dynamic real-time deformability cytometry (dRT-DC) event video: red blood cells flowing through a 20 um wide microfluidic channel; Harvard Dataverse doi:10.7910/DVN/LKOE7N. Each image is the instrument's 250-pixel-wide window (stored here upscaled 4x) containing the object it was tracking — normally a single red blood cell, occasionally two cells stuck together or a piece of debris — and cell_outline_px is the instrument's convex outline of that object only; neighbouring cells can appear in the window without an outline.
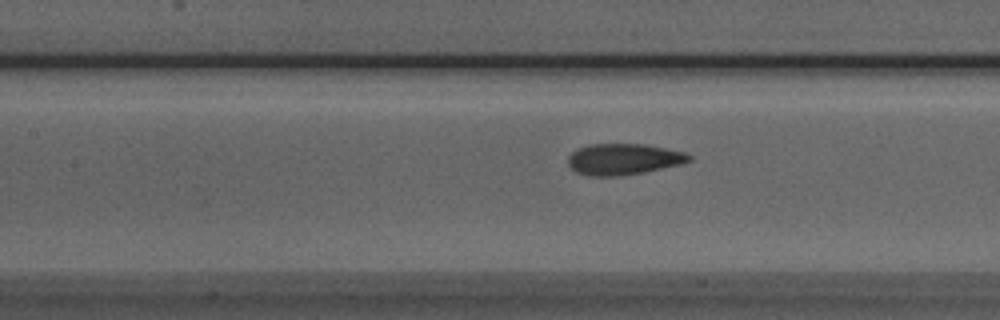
{"species": "Egyptian fruit bat (a non-hibernating species)", "species_latin": "Rousettus aegyptiacus", "temperature_condition": "room temperature", "stored_images_in_passage": 34, "camera_frame_rate_fps": 3000, "um_per_image_px": 0.085, "animal": {"sex": "male"}, "frame": {"image": 1, "passage_image": 15, "time_ms": 4.667, "image_size_px": [1000, 320], "cell_outline_px": [[692, 160], [680, 164], [644, 172], [620, 176], [588, 176], [576, 172], [568, 164], [568, 156], [572, 152], [588, 144], [648, 144], [684, 152], [692, 156]], "centroid_in_image_um": [53.0, 13.53], "position_along_channel_um": 154.4, "area_um2": 22.02}}
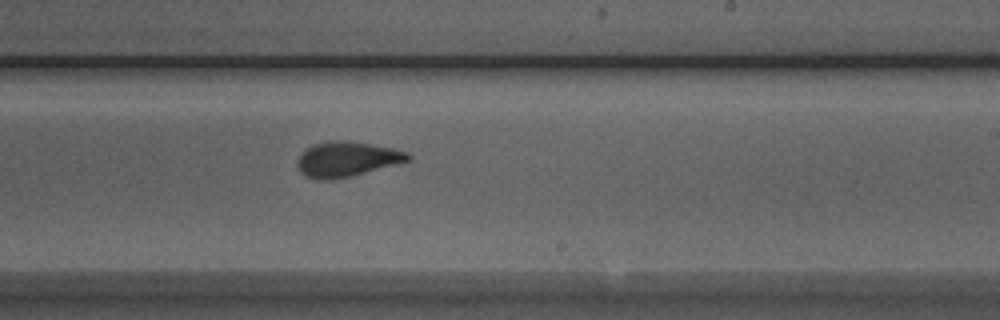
{"frame": {"image": 2, "passage_image": 23, "time_ms": 7.333, "image_size_px": [1000, 320], "cell_outline_px": [[412, 160], [332, 180], [316, 180], [304, 176], [300, 172], [296, 164], [296, 160], [312, 144], [328, 140], [348, 140], [392, 148], [408, 152], [412, 156]], "centroid_in_image_um": [29.45, 13.52], "position_along_channel_um": 259.6, "area_um2": 22.6}}
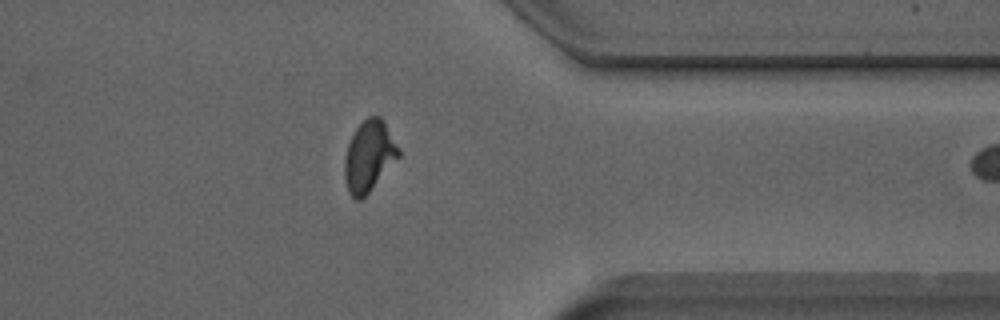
{"frame": {"image": 3, "passage_image": 33, "time_ms": 10.667, "image_size_px": [1000, 320], "cell_outline_px": [[400, 156], [368, 192], [360, 200], [356, 200], [348, 192], [344, 176], [344, 160], [348, 144], [356, 128], [368, 116], [380, 116], [384, 120], [400, 148]], "centroid_in_image_um": [31.37, 13.25], "position_along_channel_um": 380.0, "area_um2": 22.2}}